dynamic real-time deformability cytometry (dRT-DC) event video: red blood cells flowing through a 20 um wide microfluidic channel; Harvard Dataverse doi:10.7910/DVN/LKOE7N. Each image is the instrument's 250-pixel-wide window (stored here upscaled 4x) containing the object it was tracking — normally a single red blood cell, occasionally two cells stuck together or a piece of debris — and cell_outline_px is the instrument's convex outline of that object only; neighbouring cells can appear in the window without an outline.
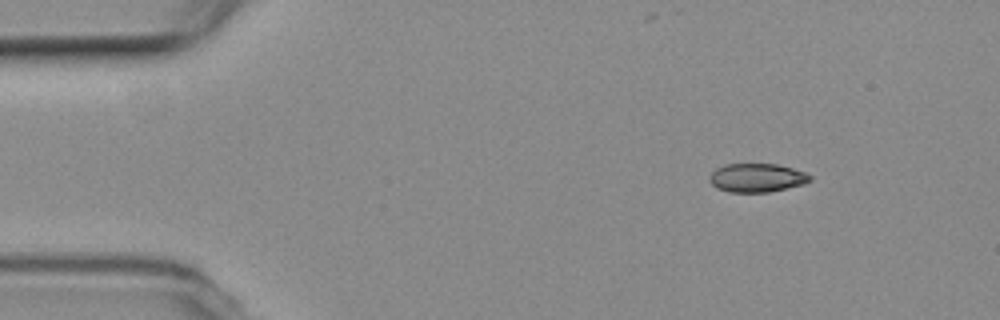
{"species": "common noctule bat (a hibernating species)", "species_latin": "Nyctalus noctula", "temperature_condition": "room temperature", "stored_images_in_passage": 7, "camera_frame_rate_fps": 3000, "um_per_image_px": 0.085, "animal": {"sex": "female", "body_mass_g": 19.3, "forearm_length_mm": 54.1}, "frame": {"image": 1, "passage_image": 2, "time_ms": 1.333, "image_size_px": [1000, 320], "cell_outline_px": [[812, 180], [804, 184], [768, 192], [728, 192], [716, 188], [708, 180], [712, 172], [716, 168], [724, 164], [776, 164], [792, 168], [804, 172], [812, 176]], "centroid_in_image_um": [64.32, 15.11], "position_along_channel_um": 20.7, "area_um2": 16.82}}
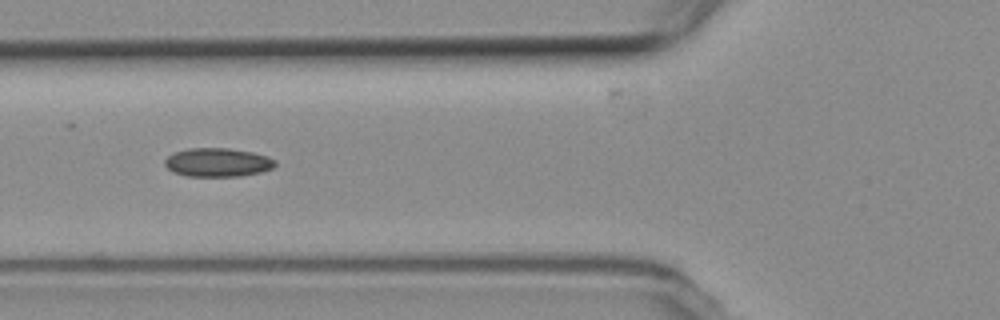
{"frame": {"image": 2, "passage_image": 6, "time_ms": 6.0, "image_size_px": [1000, 320], "cell_outline_px": [[276, 164], [272, 168], [260, 172], [240, 176], [184, 176], [172, 172], [164, 164], [164, 160], [168, 156], [176, 152], [188, 148], [228, 148], [252, 152], [268, 156], [276, 160]], "centroid_in_image_um": [18.49, 13.8], "position_along_channel_um": 107.3, "area_um2": 18.5}}
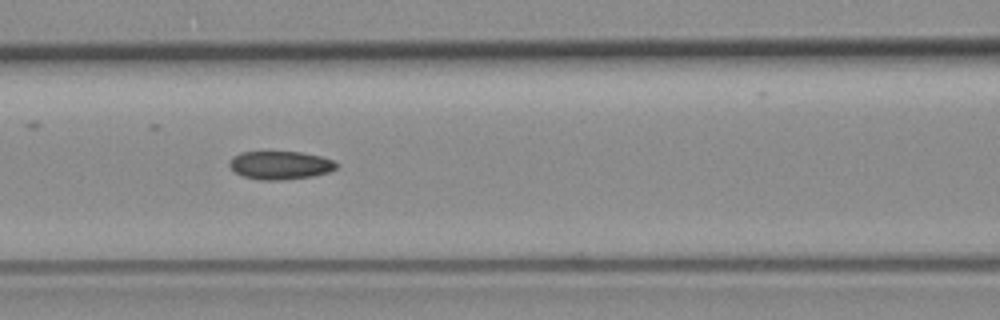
{"frame": {"image": 3, "passage_image": 7, "time_ms": 7.0, "image_size_px": [1000, 320], "cell_outline_px": [[336, 168], [332, 172], [316, 176], [280, 180], [260, 180], [244, 176], [236, 172], [228, 164], [232, 156], [240, 152], [300, 152], [320, 156], [332, 160], [336, 164]], "centroid_in_image_um": [23.83, 14.05], "position_along_channel_um": 142.8, "area_um2": 17.63}}